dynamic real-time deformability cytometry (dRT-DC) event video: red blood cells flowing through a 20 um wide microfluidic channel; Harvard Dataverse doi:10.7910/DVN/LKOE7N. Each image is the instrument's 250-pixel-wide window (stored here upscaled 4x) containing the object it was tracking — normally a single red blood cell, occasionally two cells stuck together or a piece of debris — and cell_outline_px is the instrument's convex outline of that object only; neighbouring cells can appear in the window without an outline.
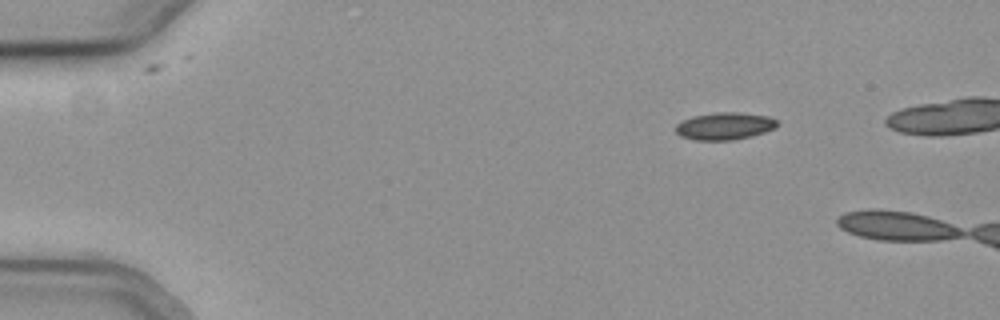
{"species": "common noctule bat (a hibernating species)", "species_latin": "Nyctalus noctula", "temperature_condition": "cold", "stored_images_in_passage": 4, "camera_frame_rate_fps": 3000, "um_per_image_px": 0.085, "animal": {"sex": "female", "body_mass_g": 19.3, "forearm_length_mm": 54.1}, "frame": {"image": 1, "passage_image": 1, "time_ms": 0.0, "image_size_px": [1000, 320], "cell_outline_px": [[776, 128], [752, 136], [732, 140], [696, 140], [680, 136], [676, 132], [676, 124], [692, 116], [716, 112], [736, 112], [768, 116], [776, 120]], "centroid_in_image_um": [61.58, 10.72], "position_along_channel_um": 23.4, "area_um2": 16.07}}